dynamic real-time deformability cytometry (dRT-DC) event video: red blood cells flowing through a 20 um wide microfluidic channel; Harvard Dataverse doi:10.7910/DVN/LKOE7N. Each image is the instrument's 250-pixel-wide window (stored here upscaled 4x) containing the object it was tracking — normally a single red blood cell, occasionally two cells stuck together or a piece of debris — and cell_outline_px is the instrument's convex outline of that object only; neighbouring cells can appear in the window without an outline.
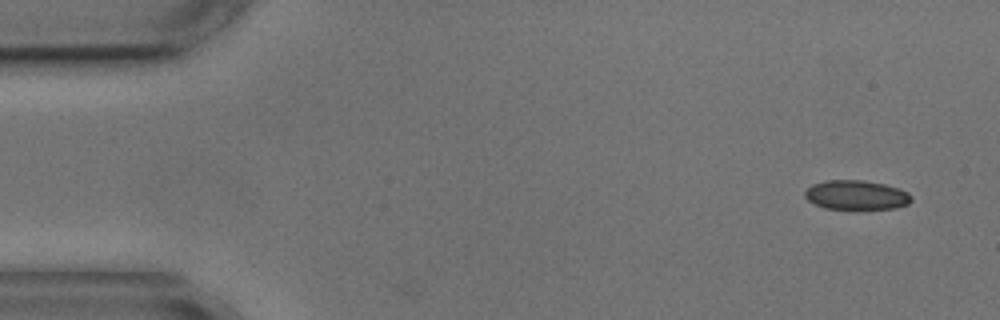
{"species": "common noctule bat (a hibernating species)", "species_latin": "Nyctalus noctula", "temperature_condition": "cold", "stored_images_in_passage": 3, "camera_frame_rate_fps": 3000, "um_per_image_px": 0.085, "animal": {"sex": "male", "body_mass_g": 17.9, "forearm_length_mm": 54.2}, "frame": {"image": 1, "passage_image": 1, "time_ms": 0.0, "image_size_px": [1000, 320], "cell_outline_px": [[912, 200], [908, 204], [892, 208], [824, 208], [808, 200], [804, 196], [804, 192], [812, 184], [824, 180], [864, 180], [884, 184], [900, 188], [908, 192], [912, 196]], "centroid_in_image_um": [72.79, 16.55], "position_along_channel_um": 12.2, "area_um2": 18.09}}